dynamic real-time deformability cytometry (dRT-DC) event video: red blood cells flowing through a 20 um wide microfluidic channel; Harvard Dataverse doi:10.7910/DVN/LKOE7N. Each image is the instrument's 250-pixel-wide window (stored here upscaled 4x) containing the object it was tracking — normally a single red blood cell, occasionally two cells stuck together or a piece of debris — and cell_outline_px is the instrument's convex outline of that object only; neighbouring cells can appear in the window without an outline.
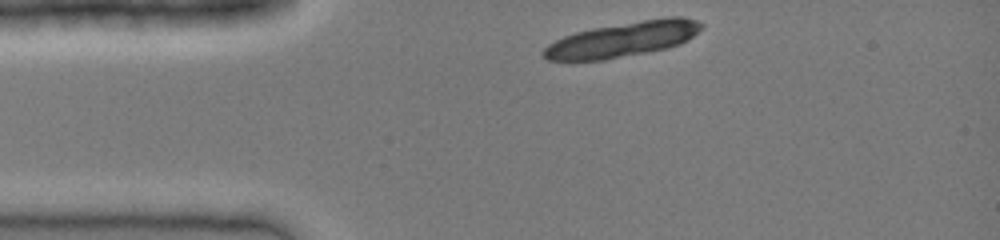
{"species": "common noctule bat (a hibernating species)", "species_latin": "Nyctalus noctula", "temperature_condition": "cold", "stored_images_in_passage": 6, "camera_frame_rate_fps": 3000, "um_per_image_px": 0.085, "animal": {"sex": "female", "body_mass_g": 19.0, "forearm_length_mm": 51.5}, "frame": {"image": 1, "passage_image": 1, "time_ms": 0.0, "image_size_px": [1000, 240], "cell_outline_px": [[704, 28], [688, 40], [680, 44], [664, 48], [604, 60], [548, 60], [540, 56], [540, 52], [548, 44], [564, 36], [576, 32], [592, 28], [668, 16], [680, 16], [696, 20], [704, 24]], "centroid_in_image_um": [52.94, 3.34], "position_along_channel_um": 32.1, "area_um2": 32.08}}